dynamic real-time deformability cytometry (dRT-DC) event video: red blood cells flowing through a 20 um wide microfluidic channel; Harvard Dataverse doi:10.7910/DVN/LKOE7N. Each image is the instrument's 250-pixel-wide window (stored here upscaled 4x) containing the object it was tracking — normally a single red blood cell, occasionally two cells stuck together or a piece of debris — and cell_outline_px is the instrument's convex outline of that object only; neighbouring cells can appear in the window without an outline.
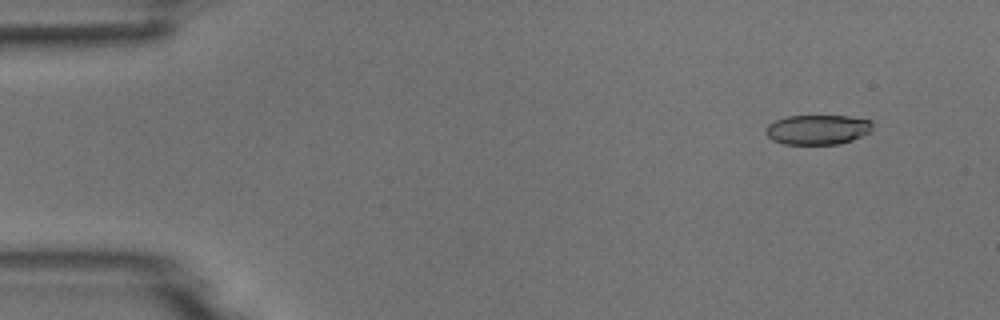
{"species": "common noctule bat (a hibernating species)", "species_latin": "Nyctalus noctula", "temperature_condition": "room temperature", "stored_images_in_passage": 53, "camera_frame_rate_fps": 3000, "um_per_image_px": 0.085, "animal": {"sex": "male", "body_mass_g": 18.8}, "frame": {"image": 1, "passage_image": 5, "time_ms": 1.333, "image_size_px": [1000, 320], "cell_outline_px": [[872, 132], [852, 140], [840, 144], [784, 144], [772, 140], [764, 132], [764, 128], [768, 124], [784, 116], [848, 116], [872, 120]], "centroid_in_image_um": [69.5, 11.01], "position_along_channel_um": 15.5, "area_um2": 18.79}}
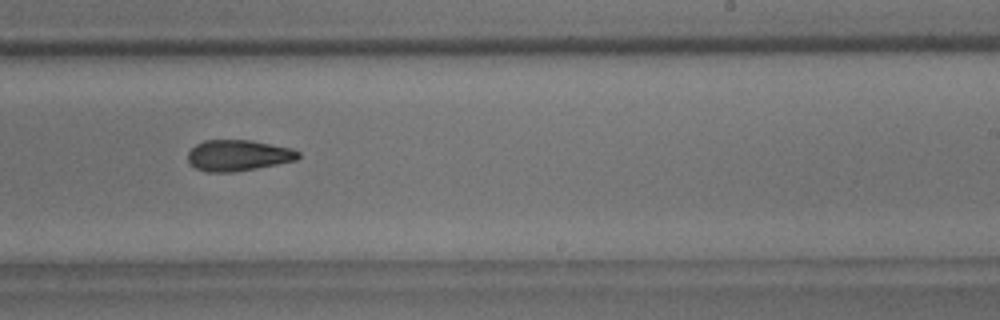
{"frame": {"image": 2, "passage_image": 33, "time_ms": 10.667, "image_size_px": [1000, 320], "cell_outline_px": [[300, 156], [296, 160], [256, 168], [232, 172], [208, 172], [196, 168], [188, 164], [188, 152], [196, 144], [204, 140], [252, 140], [292, 148], [300, 152]], "centroid_in_image_um": [20.23, 13.2], "position_along_channel_um": 268.8, "area_um2": 20.0}}
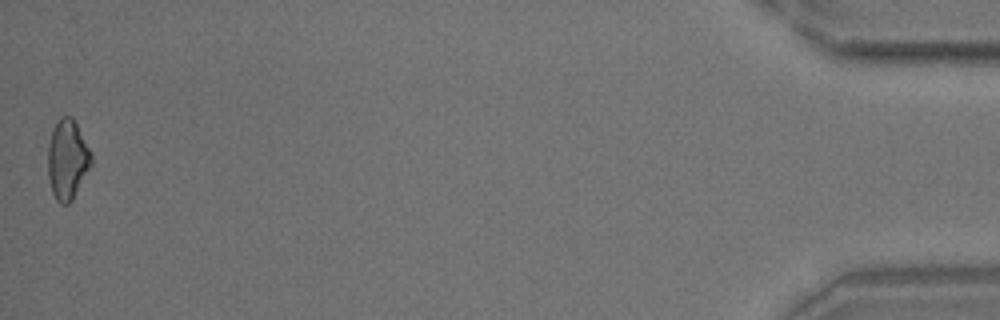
{"frame": {"image": 3, "passage_image": 53, "time_ms": 17.333, "image_size_px": [1000, 320], "cell_outline_px": [[92, 164], [72, 200], [68, 204], [60, 204], [56, 200], [52, 192], [48, 176], [48, 144], [52, 128], [56, 120], [60, 116], [72, 116], [92, 156]], "centroid_in_image_um": [5.7, 13.55], "position_along_channel_um": 429.5, "area_um2": 20.11}}